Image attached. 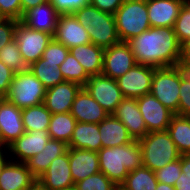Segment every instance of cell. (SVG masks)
Wrapping results in <instances>:
<instances>
[{
  "instance_id": "obj_1",
  "label": "cell",
  "mask_w": 190,
  "mask_h": 190,
  "mask_svg": "<svg viewBox=\"0 0 190 190\" xmlns=\"http://www.w3.org/2000/svg\"><path fill=\"white\" fill-rule=\"evenodd\" d=\"M128 43L136 63L154 68L170 67L181 56V44L171 27H150Z\"/></svg>"
},
{
  "instance_id": "obj_2",
  "label": "cell",
  "mask_w": 190,
  "mask_h": 190,
  "mask_svg": "<svg viewBox=\"0 0 190 190\" xmlns=\"http://www.w3.org/2000/svg\"><path fill=\"white\" fill-rule=\"evenodd\" d=\"M100 172L117 186L126 179L129 172L143 165L139 141L116 147L101 148L98 152Z\"/></svg>"
},
{
  "instance_id": "obj_3",
  "label": "cell",
  "mask_w": 190,
  "mask_h": 190,
  "mask_svg": "<svg viewBox=\"0 0 190 190\" xmlns=\"http://www.w3.org/2000/svg\"><path fill=\"white\" fill-rule=\"evenodd\" d=\"M73 14L87 29L92 44L106 49L120 42L114 14L101 11L90 4Z\"/></svg>"
},
{
  "instance_id": "obj_4",
  "label": "cell",
  "mask_w": 190,
  "mask_h": 190,
  "mask_svg": "<svg viewBox=\"0 0 190 190\" xmlns=\"http://www.w3.org/2000/svg\"><path fill=\"white\" fill-rule=\"evenodd\" d=\"M139 143L143 166L152 171L163 168L181 156L167 131L149 132Z\"/></svg>"
},
{
  "instance_id": "obj_5",
  "label": "cell",
  "mask_w": 190,
  "mask_h": 190,
  "mask_svg": "<svg viewBox=\"0 0 190 190\" xmlns=\"http://www.w3.org/2000/svg\"><path fill=\"white\" fill-rule=\"evenodd\" d=\"M114 18L120 41L128 42L151 27L147 0H124Z\"/></svg>"
},
{
  "instance_id": "obj_6",
  "label": "cell",
  "mask_w": 190,
  "mask_h": 190,
  "mask_svg": "<svg viewBox=\"0 0 190 190\" xmlns=\"http://www.w3.org/2000/svg\"><path fill=\"white\" fill-rule=\"evenodd\" d=\"M46 88L30 69L16 72L10 84L7 100L23 109L44 103Z\"/></svg>"
},
{
  "instance_id": "obj_7",
  "label": "cell",
  "mask_w": 190,
  "mask_h": 190,
  "mask_svg": "<svg viewBox=\"0 0 190 190\" xmlns=\"http://www.w3.org/2000/svg\"><path fill=\"white\" fill-rule=\"evenodd\" d=\"M180 80L172 66L155 68L150 93L178 115Z\"/></svg>"
},
{
  "instance_id": "obj_8",
  "label": "cell",
  "mask_w": 190,
  "mask_h": 190,
  "mask_svg": "<svg viewBox=\"0 0 190 190\" xmlns=\"http://www.w3.org/2000/svg\"><path fill=\"white\" fill-rule=\"evenodd\" d=\"M14 39L18 44L24 61L30 66L42 57L44 50L53 39V36L45 32L30 29L21 21H18Z\"/></svg>"
},
{
  "instance_id": "obj_9",
  "label": "cell",
  "mask_w": 190,
  "mask_h": 190,
  "mask_svg": "<svg viewBox=\"0 0 190 190\" xmlns=\"http://www.w3.org/2000/svg\"><path fill=\"white\" fill-rule=\"evenodd\" d=\"M84 88L109 115L115 112L117 106L125 98L117 81L104 74L91 75Z\"/></svg>"
},
{
  "instance_id": "obj_10",
  "label": "cell",
  "mask_w": 190,
  "mask_h": 190,
  "mask_svg": "<svg viewBox=\"0 0 190 190\" xmlns=\"http://www.w3.org/2000/svg\"><path fill=\"white\" fill-rule=\"evenodd\" d=\"M154 70V67L137 63L123 76L116 79L123 96L137 99L145 94H149Z\"/></svg>"
},
{
  "instance_id": "obj_11",
  "label": "cell",
  "mask_w": 190,
  "mask_h": 190,
  "mask_svg": "<svg viewBox=\"0 0 190 190\" xmlns=\"http://www.w3.org/2000/svg\"><path fill=\"white\" fill-rule=\"evenodd\" d=\"M136 64L129 43L120 41L104 49L102 74L116 80Z\"/></svg>"
},
{
  "instance_id": "obj_12",
  "label": "cell",
  "mask_w": 190,
  "mask_h": 190,
  "mask_svg": "<svg viewBox=\"0 0 190 190\" xmlns=\"http://www.w3.org/2000/svg\"><path fill=\"white\" fill-rule=\"evenodd\" d=\"M137 104L144 119L147 131H167L172 117L175 115L167 109L151 93L137 98Z\"/></svg>"
},
{
  "instance_id": "obj_13",
  "label": "cell",
  "mask_w": 190,
  "mask_h": 190,
  "mask_svg": "<svg viewBox=\"0 0 190 190\" xmlns=\"http://www.w3.org/2000/svg\"><path fill=\"white\" fill-rule=\"evenodd\" d=\"M24 133L22 109L8 100L0 102V148H7Z\"/></svg>"
},
{
  "instance_id": "obj_14",
  "label": "cell",
  "mask_w": 190,
  "mask_h": 190,
  "mask_svg": "<svg viewBox=\"0 0 190 190\" xmlns=\"http://www.w3.org/2000/svg\"><path fill=\"white\" fill-rule=\"evenodd\" d=\"M53 39L69 49L91 43L87 29L79 23L74 14L59 16Z\"/></svg>"
},
{
  "instance_id": "obj_15",
  "label": "cell",
  "mask_w": 190,
  "mask_h": 190,
  "mask_svg": "<svg viewBox=\"0 0 190 190\" xmlns=\"http://www.w3.org/2000/svg\"><path fill=\"white\" fill-rule=\"evenodd\" d=\"M50 190H68L75 187L69 164L68 151L55 158L49 168L37 179Z\"/></svg>"
},
{
  "instance_id": "obj_16",
  "label": "cell",
  "mask_w": 190,
  "mask_h": 190,
  "mask_svg": "<svg viewBox=\"0 0 190 190\" xmlns=\"http://www.w3.org/2000/svg\"><path fill=\"white\" fill-rule=\"evenodd\" d=\"M37 178L26 163L8 160L0 173V190H28Z\"/></svg>"
},
{
  "instance_id": "obj_17",
  "label": "cell",
  "mask_w": 190,
  "mask_h": 190,
  "mask_svg": "<svg viewBox=\"0 0 190 190\" xmlns=\"http://www.w3.org/2000/svg\"><path fill=\"white\" fill-rule=\"evenodd\" d=\"M113 115L127 128L133 140L139 141L148 133L136 98L125 97Z\"/></svg>"
},
{
  "instance_id": "obj_18",
  "label": "cell",
  "mask_w": 190,
  "mask_h": 190,
  "mask_svg": "<svg viewBox=\"0 0 190 190\" xmlns=\"http://www.w3.org/2000/svg\"><path fill=\"white\" fill-rule=\"evenodd\" d=\"M49 139L48 130L25 132L6 149L9 154H14L17 159H20L17 160L18 162L26 163L31 157L44 150Z\"/></svg>"
},
{
  "instance_id": "obj_19",
  "label": "cell",
  "mask_w": 190,
  "mask_h": 190,
  "mask_svg": "<svg viewBox=\"0 0 190 190\" xmlns=\"http://www.w3.org/2000/svg\"><path fill=\"white\" fill-rule=\"evenodd\" d=\"M81 88V85L68 81L48 88L46 89L44 105L52 114L68 113L76 94Z\"/></svg>"
},
{
  "instance_id": "obj_20",
  "label": "cell",
  "mask_w": 190,
  "mask_h": 190,
  "mask_svg": "<svg viewBox=\"0 0 190 190\" xmlns=\"http://www.w3.org/2000/svg\"><path fill=\"white\" fill-rule=\"evenodd\" d=\"M70 114L77 122L94 124H99L109 115L84 87L76 94Z\"/></svg>"
},
{
  "instance_id": "obj_21",
  "label": "cell",
  "mask_w": 190,
  "mask_h": 190,
  "mask_svg": "<svg viewBox=\"0 0 190 190\" xmlns=\"http://www.w3.org/2000/svg\"><path fill=\"white\" fill-rule=\"evenodd\" d=\"M185 0H147L151 27L173 28Z\"/></svg>"
},
{
  "instance_id": "obj_22",
  "label": "cell",
  "mask_w": 190,
  "mask_h": 190,
  "mask_svg": "<svg viewBox=\"0 0 190 190\" xmlns=\"http://www.w3.org/2000/svg\"><path fill=\"white\" fill-rule=\"evenodd\" d=\"M59 16L60 14L51 5L50 1H47L28 10L23 15L21 22L30 29L45 32L53 36Z\"/></svg>"
},
{
  "instance_id": "obj_23",
  "label": "cell",
  "mask_w": 190,
  "mask_h": 190,
  "mask_svg": "<svg viewBox=\"0 0 190 190\" xmlns=\"http://www.w3.org/2000/svg\"><path fill=\"white\" fill-rule=\"evenodd\" d=\"M69 164L74 183L100 172L96 151L69 148Z\"/></svg>"
},
{
  "instance_id": "obj_24",
  "label": "cell",
  "mask_w": 190,
  "mask_h": 190,
  "mask_svg": "<svg viewBox=\"0 0 190 190\" xmlns=\"http://www.w3.org/2000/svg\"><path fill=\"white\" fill-rule=\"evenodd\" d=\"M102 148L116 147L133 142L127 128L113 114L99 123Z\"/></svg>"
},
{
  "instance_id": "obj_25",
  "label": "cell",
  "mask_w": 190,
  "mask_h": 190,
  "mask_svg": "<svg viewBox=\"0 0 190 190\" xmlns=\"http://www.w3.org/2000/svg\"><path fill=\"white\" fill-rule=\"evenodd\" d=\"M68 145L65 142L49 139L44 150L31 157L27 162L30 172L38 179L48 168L51 162L65 154Z\"/></svg>"
},
{
  "instance_id": "obj_26",
  "label": "cell",
  "mask_w": 190,
  "mask_h": 190,
  "mask_svg": "<svg viewBox=\"0 0 190 190\" xmlns=\"http://www.w3.org/2000/svg\"><path fill=\"white\" fill-rule=\"evenodd\" d=\"M68 148L98 152L102 148L99 124L77 122Z\"/></svg>"
},
{
  "instance_id": "obj_27",
  "label": "cell",
  "mask_w": 190,
  "mask_h": 190,
  "mask_svg": "<svg viewBox=\"0 0 190 190\" xmlns=\"http://www.w3.org/2000/svg\"><path fill=\"white\" fill-rule=\"evenodd\" d=\"M69 51L75 59L78 60L89 76L102 74L104 60L103 48L89 43L72 47Z\"/></svg>"
},
{
  "instance_id": "obj_28",
  "label": "cell",
  "mask_w": 190,
  "mask_h": 190,
  "mask_svg": "<svg viewBox=\"0 0 190 190\" xmlns=\"http://www.w3.org/2000/svg\"><path fill=\"white\" fill-rule=\"evenodd\" d=\"M167 132L181 155L190 154V121L186 116L175 114L171 119Z\"/></svg>"
},
{
  "instance_id": "obj_29",
  "label": "cell",
  "mask_w": 190,
  "mask_h": 190,
  "mask_svg": "<svg viewBox=\"0 0 190 190\" xmlns=\"http://www.w3.org/2000/svg\"><path fill=\"white\" fill-rule=\"evenodd\" d=\"M157 185L155 172L142 165L129 172L119 188L121 190H156Z\"/></svg>"
},
{
  "instance_id": "obj_30",
  "label": "cell",
  "mask_w": 190,
  "mask_h": 190,
  "mask_svg": "<svg viewBox=\"0 0 190 190\" xmlns=\"http://www.w3.org/2000/svg\"><path fill=\"white\" fill-rule=\"evenodd\" d=\"M76 123L77 121L70 112L52 114L48 128L50 139L59 140L68 145Z\"/></svg>"
},
{
  "instance_id": "obj_31",
  "label": "cell",
  "mask_w": 190,
  "mask_h": 190,
  "mask_svg": "<svg viewBox=\"0 0 190 190\" xmlns=\"http://www.w3.org/2000/svg\"><path fill=\"white\" fill-rule=\"evenodd\" d=\"M62 63L47 62L42 57L29 66L30 71L38 78L46 89L54 87L55 85L64 82L62 72L59 66Z\"/></svg>"
},
{
  "instance_id": "obj_32",
  "label": "cell",
  "mask_w": 190,
  "mask_h": 190,
  "mask_svg": "<svg viewBox=\"0 0 190 190\" xmlns=\"http://www.w3.org/2000/svg\"><path fill=\"white\" fill-rule=\"evenodd\" d=\"M52 113L44 103L22 109L25 132L48 130Z\"/></svg>"
},
{
  "instance_id": "obj_33",
  "label": "cell",
  "mask_w": 190,
  "mask_h": 190,
  "mask_svg": "<svg viewBox=\"0 0 190 190\" xmlns=\"http://www.w3.org/2000/svg\"><path fill=\"white\" fill-rule=\"evenodd\" d=\"M59 70L62 72L65 81L77 83L82 87H84L90 77L70 51L65 61L59 66Z\"/></svg>"
},
{
  "instance_id": "obj_34",
  "label": "cell",
  "mask_w": 190,
  "mask_h": 190,
  "mask_svg": "<svg viewBox=\"0 0 190 190\" xmlns=\"http://www.w3.org/2000/svg\"><path fill=\"white\" fill-rule=\"evenodd\" d=\"M0 60L15 73L29 69L15 39L0 49Z\"/></svg>"
},
{
  "instance_id": "obj_35",
  "label": "cell",
  "mask_w": 190,
  "mask_h": 190,
  "mask_svg": "<svg viewBox=\"0 0 190 190\" xmlns=\"http://www.w3.org/2000/svg\"><path fill=\"white\" fill-rule=\"evenodd\" d=\"M76 190H118L117 186L104 173L98 172L75 183Z\"/></svg>"
},
{
  "instance_id": "obj_36",
  "label": "cell",
  "mask_w": 190,
  "mask_h": 190,
  "mask_svg": "<svg viewBox=\"0 0 190 190\" xmlns=\"http://www.w3.org/2000/svg\"><path fill=\"white\" fill-rule=\"evenodd\" d=\"M180 44L190 39V0H185L174 25Z\"/></svg>"
},
{
  "instance_id": "obj_37",
  "label": "cell",
  "mask_w": 190,
  "mask_h": 190,
  "mask_svg": "<svg viewBox=\"0 0 190 190\" xmlns=\"http://www.w3.org/2000/svg\"><path fill=\"white\" fill-rule=\"evenodd\" d=\"M158 182L174 186L181 174V156L179 159L170 162L163 168L154 171Z\"/></svg>"
},
{
  "instance_id": "obj_38",
  "label": "cell",
  "mask_w": 190,
  "mask_h": 190,
  "mask_svg": "<svg viewBox=\"0 0 190 190\" xmlns=\"http://www.w3.org/2000/svg\"><path fill=\"white\" fill-rule=\"evenodd\" d=\"M68 52L69 48L52 39L44 50L42 58L46 59L47 62L63 63L66 59Z\"/></svg>"
},
{
  "instance_id": "obj_39",
  "label": "cell",
  "mask_w": 190,
  "mask_h": 190,
  "mask_svg": "<svg viewBox=\"0 0 190 190\" xmlns=\"http://www.w3.org/2000/svg\"><path fill=\"white\" fill-rule=\"evenodd\" d=\"M49 1L60 15L73 14L75 11L90 4V0H49Z\"/></svg>"
},
{
  "instance_id": "obj_40",
  "label": "cell",
  "mask_w": 190,
  "mask_h": 190,
  "mask_svg": "<svg viewBox=\"0 0 190 190\" xmlns=\"http://www.w3.org/2000/svg\"><path fill=\"white\" fill-rule=\"evenodd\" d=\"M0 16L21 21V0H0Z\"/></svg>"
},
{
  "instance_id": "obj_41",
  "label": "cell",
  "mask_w": 190,
  "mask_h": 190,
  "mask_svg": "<svg viewBox=\"0 0 190 190\" xmlns=\"http://www.w3.org/2000/svg\"><path fill=\"white\" fill-rule=\"evenodd\" d=\"M18 20L2 18L0 20V49L15 38V29Z\"/></svg>"
},
{
  "instance_id": "obj_42",
  "label": "cell",
  "mask_w": 190,
  "mask_h": 190,
  "mask_svg": "<svg viewBox=\"0 0 190 190\" xmlns=\"http://www.w3.org/2000/svg\"><path fill=\"white\" fill-rule=\"evenodd\" d=\"M15 72L0 60V102L7 100V93Z\"/></svg>"
},
{
  "instance_id": "obj_43",
  "label": "cell",
  "mask_w": 190,
  "mask_h": 190,
  "mask_svg": "<svg viewBox=\"0 0 190 190\" xmlns=\"http://www.w3.org/2000/svg\"><path fill=\"white\" fill-rule=\"evenodd\" d=\"M178 115L186 116L190 113V82L180 81Z\"/></svg>"
},
{
  "instance_id": "obj_44",
  "label": "cell",
  "mask_w": 190,
  "mask_h": 190,
  "mask_svg": "<svg viewBox=\"0 0 190 190\" xmlns=\"http://www.w3.org/2000/svg\"><path fill=\"white\" fill-rule=\"evenodd\" d=\"M123 3L124 0H90V5L111 14H114Z\"/></svg>"
},
{
  "instance_id": "obj_45",
  "label": "cell",
  "mask_w": 190,
  "mask_h": 190,
  "mask_svg": "<svg viewBox=\"0 0 190 190\" xmlns=\"http://www.w3.org/2000/svg\"><path fill=\"white\" fill-rule=\"evenodd\" d=\"M172 67L174 68L180 81L190 82V63L179 59L172 65Z\"/></svg>"
},
{
  "instance_id": "obj_46",
  "label": "cell",
  "mask_w": 190,
  "mask_h": 190,
  "mask_svg": "<svg viewBox=\"0 0 190 190\" xmlns=\"http://www.w3.org/2000/svg\"><path fill=\"white\" fill-rule=\"evenodd\" d=\"M181 178H190V154L181 155Z\"/></svg>"
},
{
  "instance_id": "obj_47",
  "label": "cell",
  "mask_w": 190,
  "mask_h": 190,
  "mask_svg": "<svg viewBox=\"0 0 190 190\" xmlns=\"http://www.w3.org/2000/svg\"><path fill=\"white\" fill-rule=\"evenodd\" d=\"M49 0H21L22 17L30 9Z\"/></svg>"
},
{
  "instance_id": "obj_48",
  "label": "cell",
  "mask_w": 190,
  "mask_h": 190,
  "mask_svg": "<svg viewBox=\"0 0 190 190\" xmlns=\"http://www.w3.org/2000/svg\"><path fill=\"white\" fill-rule=\"evenodd\" d=\"M180 60L190 63V39L181 44Z\"/></svg>"
},
{
  "instance_id": "obj_49",
  "label": "cell",
  "mask_w": 190,
  "mask_h": 190,
  "mask_svg": "<svg viewBox=\"0 0 190 190\" xmlns=\"http://www.w3.org/2000/svg\"><path fill=\"white\" fill-rule=\"evenodd\" d=\"M175 190H190V178H181L179 177L175 184Z\"/></svg>"
},
{
  "instance_id": "obj_50",
  "label": "cell",
  "mask_w": 190,
  "mask_h": 190,
  "mask_svg": "<svg viewBox=\"0 0 190 190\" xmlns=\"http://www.w3.org/2000/svg\"><path fill=\"white\" fill-rule=\"evenodd\" d=\"M28 190H50L46 188L39 180H37Z\"/></svg>"
},
{
  "instance_id": "obj_51",
  "label": "cell",
  "mask_w": 190,
  "mask_h": 190,
  "mask_svg": "<svg viewBox=\"0 0 190 190\" xmlns=\"http://www.w3.org/2000/svg\"><path fill=\"white\" fill-rule=\"evenodd\" d=\"M7 149H2V148H0V173H1V170H2V168H3V166L5 165V163L8 161V160H6V158H4L5 157V155H3L4 153L6 154L7 152ZM5 151V152H4Z\"/></svg>"
},
{
  "instance_id": "obj_52",
  "label": "cell",
  "mask_w": 190,
  "mask_h": 190,
  "mask_svg": "<svg viewBox=\"0 0 190 190\" xmlns=\"http://www.w3.org/2000/svg\"><path fill=\"white\" fill-rule=\"evenodd\" d=\"M156 190H175L174 186L158 182Z\"/></svg>"
},
{
  "instance_id": "obj_53",
  "label": "cell",
  "mask_w": 190,
  "mask_h": 190,
  "mask_svg": "<svg viewBox=\"0 0 190 190\" xmlns=\"http://www.w3.org/2000/svg\"><path fill=\"white\" fill-rule=\"evenodd\" d=\"M186 118L190 121V113L186 115Z\"/></svg>"
}]
</instances>
